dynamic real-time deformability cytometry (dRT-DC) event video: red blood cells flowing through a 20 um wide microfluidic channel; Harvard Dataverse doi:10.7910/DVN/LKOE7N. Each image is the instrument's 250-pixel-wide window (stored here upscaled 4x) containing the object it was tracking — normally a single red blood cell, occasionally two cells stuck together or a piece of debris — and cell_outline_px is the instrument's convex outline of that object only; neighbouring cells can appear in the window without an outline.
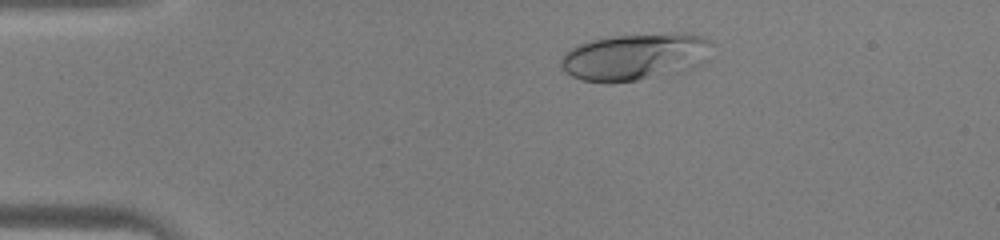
{"species": "human", "species_latin": "Homo sapiens", "temperature_condition": "warm", "stored_images_in_passage": 37, "camera_frame_rate_fps": 3000, "um_per_image_px": 0.085, "donor": {"sex": "male"}, "frame": {"image": 1, "passage_image": 7, "time_ms": 2.0, "image_size_px": [1000, 240], "cell_outline_px": [[712, 44], [704, 60], [696, 68], [672, 76], [612, 84], [608, 84], [580, 80], [564, 72], [560, 68], [560, 56], [568, 48], [576, 44], [588, 40], [604, 36], [668, 32], [676, 32], [700, 36], [712, 40]], "centroid_in_image_um": [53.93, 4.84], "position_along_channel_um": 31.1, "area_um2": 43.23}}
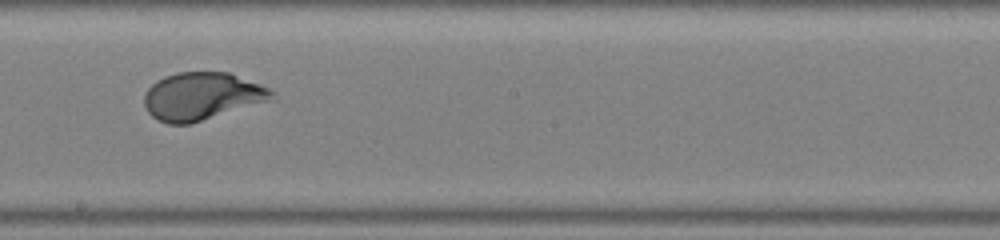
{"frame": {"image": 2, "passage_image": 24, "time_ms": 7.667, "image_size_px": [1000, 240], "cell_outline_px": [[276, 100], [188, 124], [168, 124], [156, 120], [148, 112], [144, 104], [144, 96], [148, 88], [156, 80], [164, 76], [176, 72], [228, 72], [260, 84], [276, 92]], "centroid_in_image_um": [17.2, 8.18], "position_along_channel_um": 231.0, "area_um2": 35.84}}
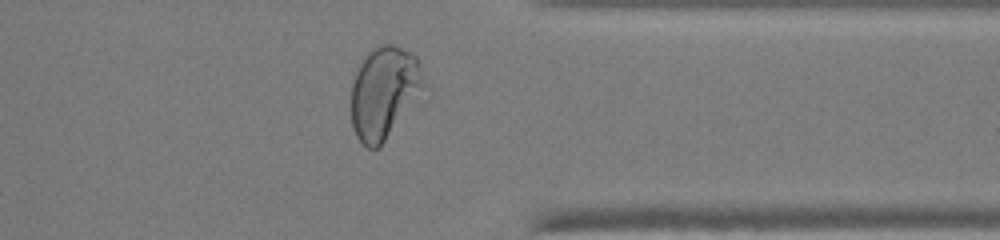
{"frame": {"image": 3, "passage_image": 34, "time_ms": 11.0, "image_size_px": [1000, 240], "cell_outline_px": [[428, 84], [380, 148], [368, 148], [356, 136], [352, 128], [352, 84], [360, 60], [376, 44], [392, 44], [416, 56], [420, 60]], "centroid_in_image_um": [32.68, 7.83], "position_along_channel_um": 378.7, "area_um2": 39.42}}